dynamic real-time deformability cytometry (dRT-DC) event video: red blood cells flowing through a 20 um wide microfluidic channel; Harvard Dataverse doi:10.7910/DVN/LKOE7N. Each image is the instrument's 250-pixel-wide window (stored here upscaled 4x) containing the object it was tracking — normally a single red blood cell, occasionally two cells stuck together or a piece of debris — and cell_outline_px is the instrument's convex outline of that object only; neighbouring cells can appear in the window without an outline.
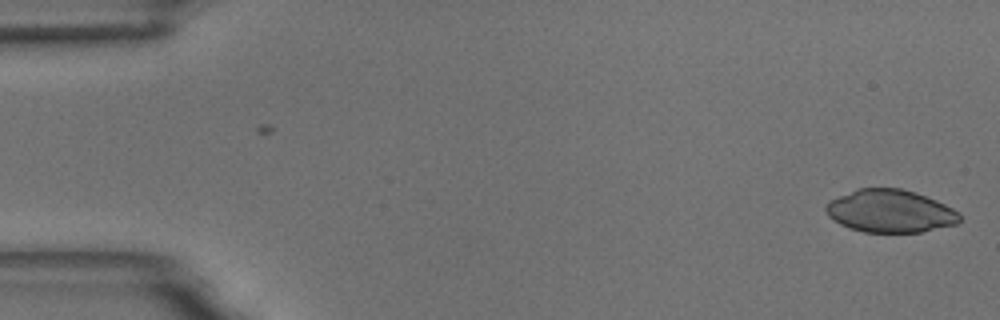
{"species": "common noctule bat (a hibernating species)", "species_latin": "Nyctalus noctula", "temperature_condition": "room temperature", "stored_images_in_passage": 57, "camera_frame_rate_fps": 3000, "um_per_image_px": 0.085, "animal": {"sex": "male", "body_mass_g": 18.8}, "frame": {"image": 1, "passage_image": 1, "time_ms": 0.0, "image_size_px": [1000, 320], "cell_outline_px": [[960, 220], [956, 224], [920, 232], [864, 232], [848, 228], [840, 224], [828, 216], [824, 208], [828, 200], [856, 188], [900, 188], [916, 192], [936, 200], [960, 212]], "centroid_in_image_um": [75.63, 17.93], "position_along_channel_um": 9.4, "area_um2": 33.52}}